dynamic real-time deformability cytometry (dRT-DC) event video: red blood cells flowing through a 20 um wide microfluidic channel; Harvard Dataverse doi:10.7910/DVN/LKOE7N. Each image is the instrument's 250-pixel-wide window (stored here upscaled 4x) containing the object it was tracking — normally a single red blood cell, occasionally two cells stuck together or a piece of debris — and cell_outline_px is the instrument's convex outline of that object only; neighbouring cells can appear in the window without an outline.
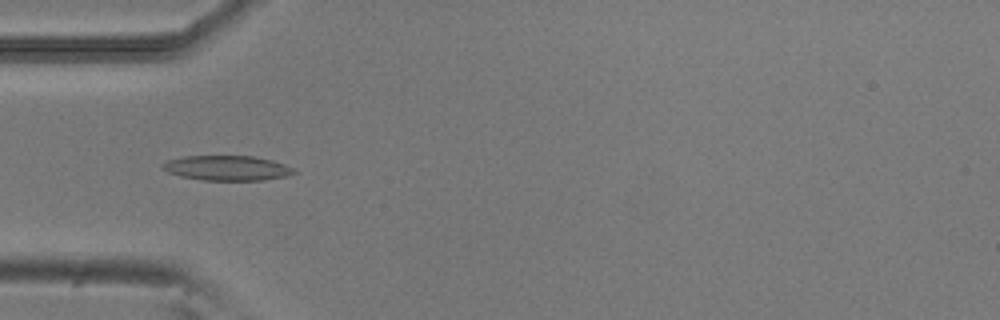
{"species": "common noctule bat (a hibernating species)", "species_latin": "Nyctalus noctula", "temperature_condition": "room temperature", "stored_images_in_passage": 5, "camera_frame_rate_fps": 3000, "um_per_image_px": 0.085, "animal": {"sex": "male", "body_mass_g": 20.5, "forearm_length_mm": 52.5}, "frame": {"image": 1, "passage_image": 3, "time_ms": 0.667, "image_size_px": [1000, 320], "cell_outline_px": [[296, 172], [288, 176], [264, 180], [200, 180], [180, 176], [168, 172], [160, 168], [160, 164], [168, 160], [184, 156], [256, 156], [272, 160], [284, 164], [292, 168]], "centroid_in_image_um": [19.27, 14.28], "position_along_channel_um": 65.7, "area_um2": 19.19}}
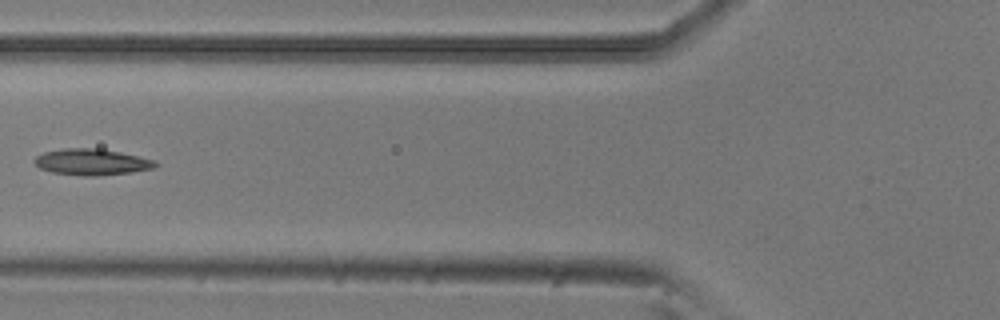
{"frame": {"image": 2, "passage_image": 4, "time_ms": 1.0, "image_size_px": [1000, 320], "cell_outline_px": [[160, 164], [152, 168], [132, 172], [96, 176], [84, 176], [52, 172], [40, 168], [32, 160], [36, 156], [44, 152], [64, 148], [100, 148], [140, 156], [156, 160]], "centroid_in_image_um": [7.82, 13.76], "position_along_channel_um": 118.0, "area_um2": 18.61}}
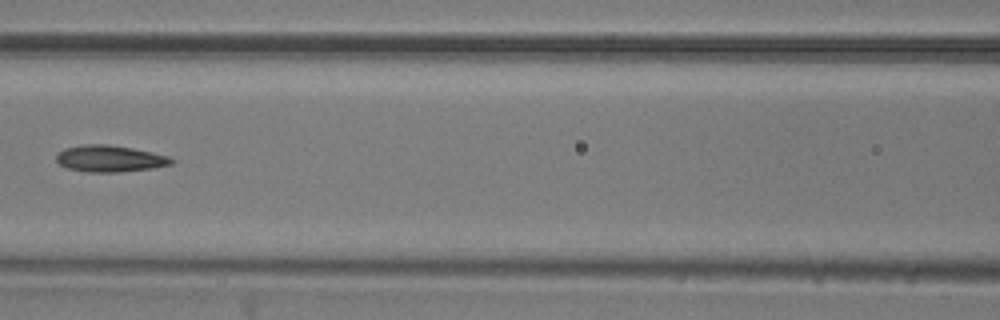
{"frame": {"image": 3, "passage_image": 5, "time_ms": 1.333, "image_size_px": [1000, 320], "cell_outline_px": [[176, 160], [172, 164], [152, 168], [120, 172], [88, 172], [68, 168], [60, 164], [56, 160], [56, 156], [64, 148], [84, 144], [108, 144], [132, 148], [152, 152], [168, 156]], "centroid_in_image_um": [9.35, 13.48], "position_along_channel_um": 157.2, "area_um2": 17.8}}